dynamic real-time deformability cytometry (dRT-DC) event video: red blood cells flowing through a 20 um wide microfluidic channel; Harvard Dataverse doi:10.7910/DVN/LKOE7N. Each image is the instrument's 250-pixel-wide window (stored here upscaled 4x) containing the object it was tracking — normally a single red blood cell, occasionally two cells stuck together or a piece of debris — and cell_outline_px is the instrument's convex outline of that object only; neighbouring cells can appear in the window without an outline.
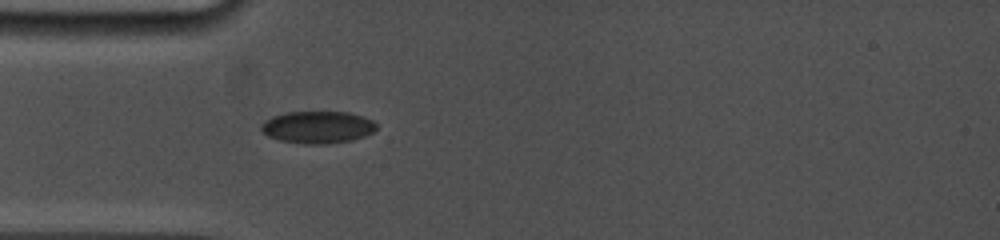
{"species": "common noctule bat (a hibernating species)", "species_latin": "Nyctalus noctula", "temperature_condition": "cold", "stored_images_in_passage": 32, "camera_frame_rate_fps": 5000, "um_per_image_px": 0.085, "animal": {"sex": "female", "body_mass_g": 19.0, "forearm_length_mm": 53.3}, "frame": {"image": 1, "passage_image": 1, "time_ms": 0.0, "image_size_px": [1000, 240], "cell_outline_px": [[376, 128], [372, 132], [364, 136], [352, 140], [324, 144], [308, 144], [280, 140], [268, 136], [260, 128], [260, 124], [264, 120], [272, 116], [288, 112], [348, 112], [364, 116], [372, 120], [376, 124]], "centroid_in_image_um": [26.99, 10.8], "position_along_channel_um": 58.0, "area_um2": 21.56}}
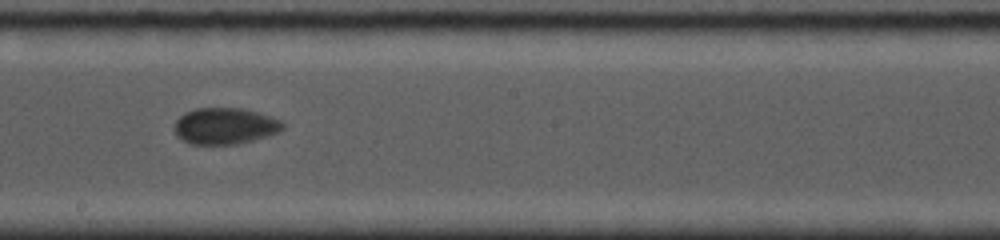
{"frame": {"image": 2, "passage_image": 14, "time_ms": 4.6, "image_size_px": [1000, 240], "cell_outline_px": [[284, 128], [280, 132], [252, 140], [236, 144], [192, 144], [176, 136], [172, 128], [176, 120], [184, 112], [196, 108], [240, 108], [272, 116], [280, 120], [284, 124]], "centroid_in_image_um": [19.1, 10.7], "position_along_channel_um": 229.1, "area_um2": 23.06}}
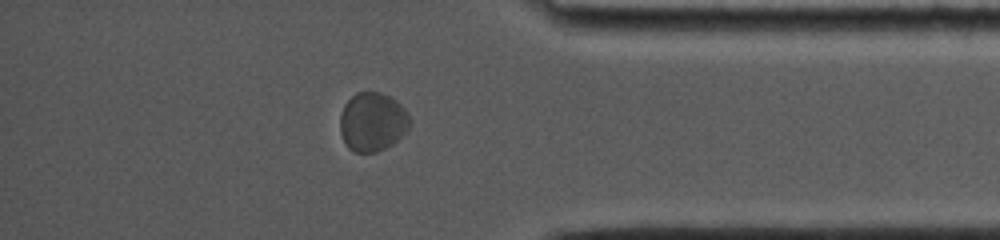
{"frame": {"image": 3, "passage_image": 27, "time_ms": 9.4, "image_size_px": [1000, 240], "cell_outline_px": [[412, 120], [408, 128], [392, 144], [376, 152], [352, 152], [348, 148], [340, 132], [340, 116], [344, 104], [356, 92], [380, 92], [396, 100], [408, 112]], "centroid_in_image_um": [31.66, 10.35], "position_along_channel_um": 403.5, "area_um2": 23.93}, "authors_computed_cell_mechanics": {"area_um2": 22.9755, "velocity_mm_per_s": 3.7662, "shape_relaxation_time_tau1_ms": 2.8985, "shape_relaxation_time_tau2_ms": null, "deformation_change_tau1": 0.0625, "deformation_change_tau2": null}}